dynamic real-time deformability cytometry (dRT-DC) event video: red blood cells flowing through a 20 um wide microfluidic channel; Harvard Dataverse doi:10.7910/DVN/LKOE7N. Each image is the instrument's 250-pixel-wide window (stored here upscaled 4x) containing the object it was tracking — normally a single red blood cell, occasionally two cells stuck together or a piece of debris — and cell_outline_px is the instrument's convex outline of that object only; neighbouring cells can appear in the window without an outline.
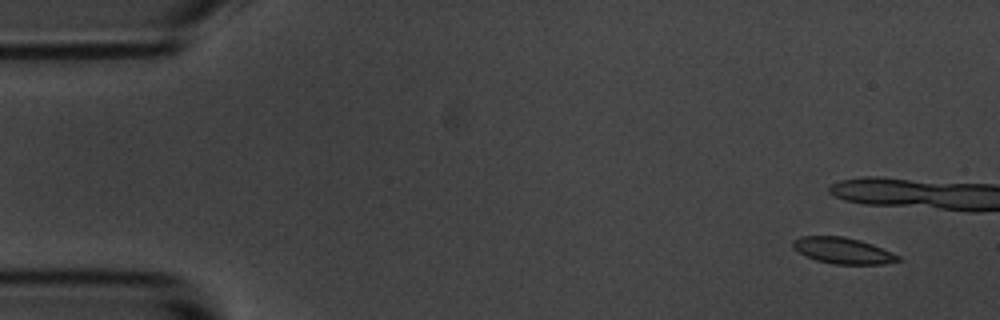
{"species": "common noctule bat (a hibernating species)", "species_latin": "Nyctalus noctula", "temperature_condition": "room temperature", "stored_images_in_passage": 4, "camera_frame_rate_fps": 3000, "um_per_image_px": 0.085, "animal": {"sex": "male", "body_mass_g": 20.1, "forearm_length_mm": 53.5}, "frame": {"image": 1, "passage_image": 2, "time_ms": 0.333, "image_size_px": [1000, 320], "cell_outline_px": [[900, 260], [884, 264], [836, 264], [816, 260], [792, 248], [792, 240], [800, 236], [844, 236], [860, 240], [872, 244], [892, 252], [900, 256]], "centroid_in_image_um": [71.64, 21.29], "position_along_channel_um": 13.4, "area_um2": 15.95}}